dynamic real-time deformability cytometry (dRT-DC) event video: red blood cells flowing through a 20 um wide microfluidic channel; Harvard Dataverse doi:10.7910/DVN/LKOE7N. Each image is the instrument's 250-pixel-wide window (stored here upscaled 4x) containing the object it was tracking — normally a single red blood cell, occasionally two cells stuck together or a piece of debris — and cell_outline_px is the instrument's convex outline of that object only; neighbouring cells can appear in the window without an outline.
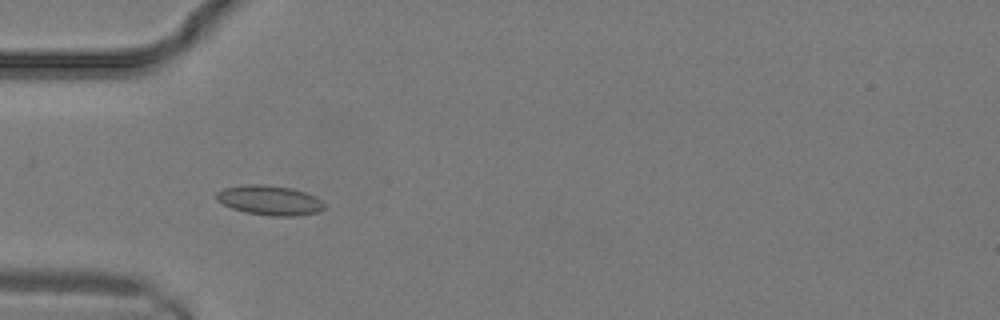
{"species": "common noctule bat (a hibernating species)", "species_latin": "Nyctalus noctula", "temperature_condition": "warm", "stored_images_in_passage": 12, "camera_frame_rate_fps": 3000, "um_per_image_px": 0.085, "animal": {"sex": "male", "body_mass_g": 19.2, "forearm_length_mm": 51.8}, "frame": {"image": 1, "passage_image": 9, "time_ms": 2.667, "image_size_px": [1000, 320], "cell_outline_px": [[324, 208], [320, 212], [300, 216], [272, 216], [244, 212], [232, 208], [216, 200], [216, 192], [224, 188], [244, 184], [264, 184], [292, 188], [316, 196], [324, 204]], "centroid_in_image_um": [22.92, 17.02], "position_along_channel_um": 62.1, "area_um2": 18.84}}
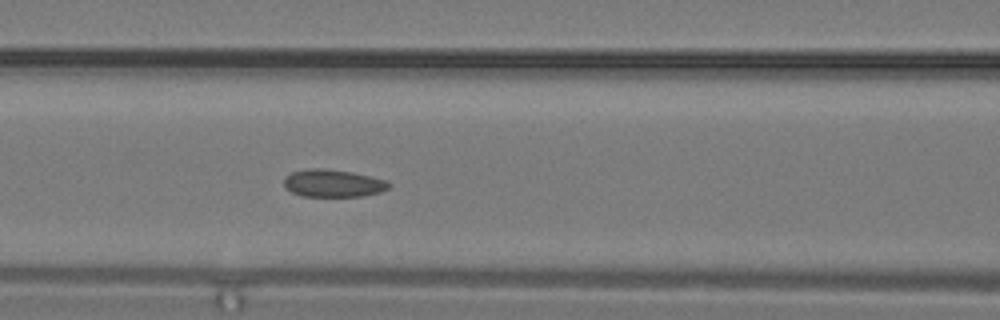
{"frame": {"image": 2, "passage_image": 12, "time_ms": 3.667, "image_size_px": [1000, 320], "cell_outline_px": [[392, 184], [388, 188], [380, 192], [364, 196], [300, 196], [284, 188], [284, 176], [292, 172], [308, 168], [324, 168], [352, 172], [384, 180]], "centroid_in_image_um": [28.26, 15.57], "position_along_channel_um": 138.3, "area_um2": 16.88}}